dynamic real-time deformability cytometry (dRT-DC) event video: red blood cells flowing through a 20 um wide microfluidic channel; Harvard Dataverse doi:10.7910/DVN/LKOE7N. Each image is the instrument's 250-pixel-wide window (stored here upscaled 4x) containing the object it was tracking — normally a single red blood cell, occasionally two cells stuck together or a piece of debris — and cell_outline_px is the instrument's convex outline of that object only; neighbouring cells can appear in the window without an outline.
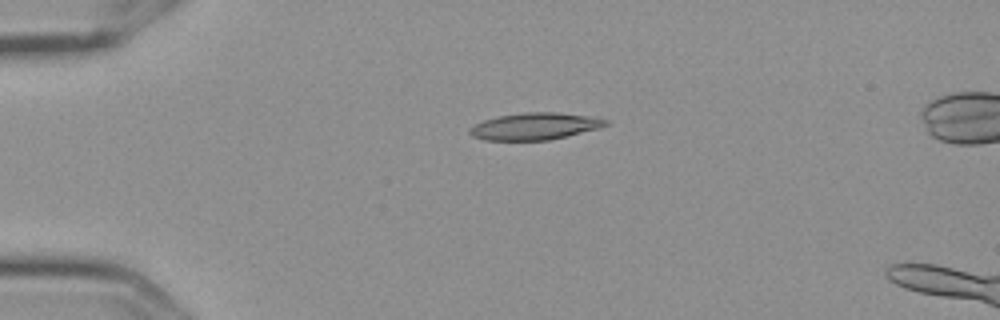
{"species": "Egyptian fruit bat (a non-hibernating species)", "species_latin": "Rousettus aegyptiacus", "temperature_condition": "cold", "stored_images_in_passage": 4, "camera_frame_rate_fps": 3000, "um_per_image_px": 0.085, "frame": {"image": 1, "passage_image": 2, "time_ms": 0.333, "image_size_px": [1000, 320], "cell_outline_px": [[608, 124], [600, 128], [548, 140], [484, 140], [472, 136], [468, 132], [468, 128], [484, 120], [496, 116], [524, 112], [556, 112], [588, 116], [608, 120]], "centroid_in_image_um": [45.42, 10.73], "position_along_channel_um": 39.6, "area_um2": 21.27}}